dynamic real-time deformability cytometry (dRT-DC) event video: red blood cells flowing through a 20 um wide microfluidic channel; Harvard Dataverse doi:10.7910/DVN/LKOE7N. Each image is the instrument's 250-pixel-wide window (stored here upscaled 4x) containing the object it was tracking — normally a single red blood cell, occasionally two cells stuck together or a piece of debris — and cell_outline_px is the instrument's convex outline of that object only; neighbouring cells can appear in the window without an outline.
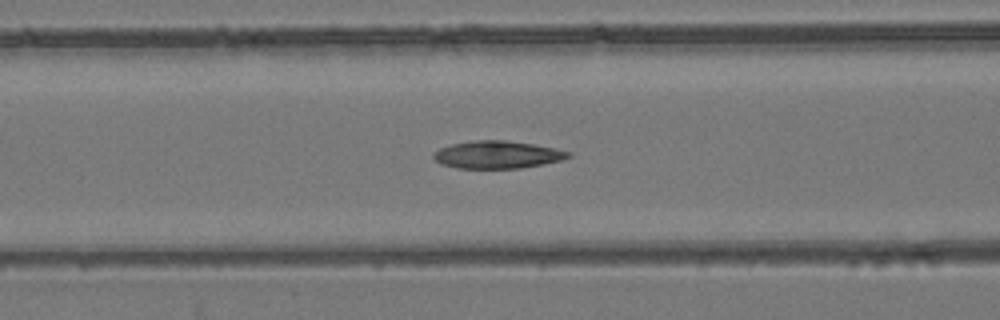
{"species": "common noctule bat (a hibernating species)", "species_latin": "Nyctalus noctula", "temperature_condition": "room temperature", "stored_images_in_passage": 53, "camera_frame_rate_fps": 3000, "um_per_image_px": 0.085, "animal": {"sex": "female", "body_mass_g": 24.6, "forearm_length_mm": 56.2}, "frame": {"image": 1, "passage_image": 22, "time_ms": 7.0, "image_size_px": [1000, 320], "cell_outline_px": [[572, 156], [560, 160], [520, 168], [456, 168], [440, 164], [432, 156], [440, 148], [452, 144], [472, 140], [504, 140], [532, 144], [556, 148], [572, 152]], "centroid_in_image_um": [42.27, 13.14], "position_along_channel_um": 124.3, "area_um2": 21.5}}
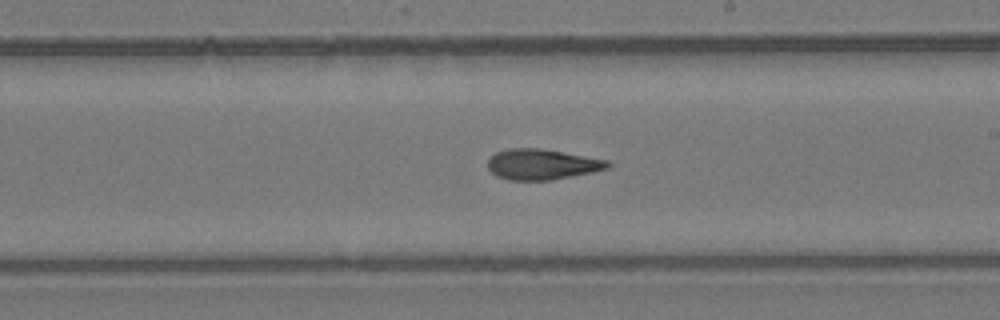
{"frame": {"image": 2, "passage_image": 31, "time_ms": 10.0, "image_size_px": [1000, 320], "cell_outline_px": [[612, 164], [608, 168], [592, 172], [552, 180], [508, 180], [496, 176], [488, 168], [488, 160], [496, 152], [508, 148], [540, 148], [608, 160]], "centroid_in_image_um": [46.06, 13.97], "position_along_channel_um": 242.9, "area_um2": 21.33}}
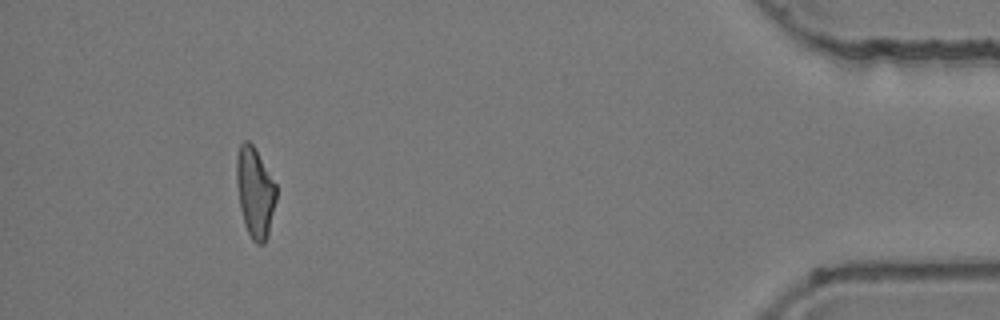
{"frame": {"image": 3, "passage_image": 49, "time_ms": 16.0, "image_size_px": [1000, 320], "cell_outline_px": [[276, 200], [268, 236], [264, 244], [256, 244], [252, 240], [244, 224], [240, 208], [236, 184], [236, 156], [240, 144], [244, 140], [248, 140], [252, 144], [276, 184]], "centroid_in_image_um": [21.66, 16.36], "position_along_channel_um": 413.5, "area_um2": 20.92}, "authors_computed_cell_mechanics": {"area_um2": 21.5594, "velocity_mm_per_s": 3.9488, "shape_relaxation_time_tau1_ms": 9.3246, "shape_relaxation_time_tau2_ms": 3.716, "deformation_change_tau1": 0.2574, "deformation_change_tau2": 0.1383}}